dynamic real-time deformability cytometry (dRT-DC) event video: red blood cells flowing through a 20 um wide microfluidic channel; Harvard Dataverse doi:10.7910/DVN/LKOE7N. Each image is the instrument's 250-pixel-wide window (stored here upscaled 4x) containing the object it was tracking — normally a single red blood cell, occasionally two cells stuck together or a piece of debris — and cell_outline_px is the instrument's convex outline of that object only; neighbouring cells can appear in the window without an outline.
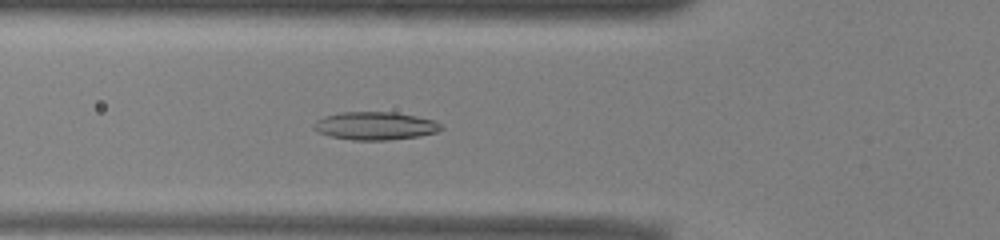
{"species": "common noctule bat (a hibernating species)", "species_latin": "Nyctalus noctula", "temperature_condition": "warm", "stored_images_in_passage": 51, "camera_frame_rate_fps": 3000, "um_per_image_px": 0.085, "animal": {"sex": "male", "body_mass_g": 13.0, "forearm_length_mm": 53.1}, "frame": {"image": 1, "passage_image": 18, "time_ms": 5.667, "image_size_px": [1000, 240], "cell_outline_px": [[444, 128], [436, 132], [420, 136], [388, 140], [352, 140], [332, 136], [320, 132], [312, 128], [312, 124], [316, 120], [324, 116], [340, 112], [396, 112], [436, 120]], "centroid_in_image_um": [31.9, 10.69], "position_along_channel_um": 93.9, "area_um2": 20.87}}
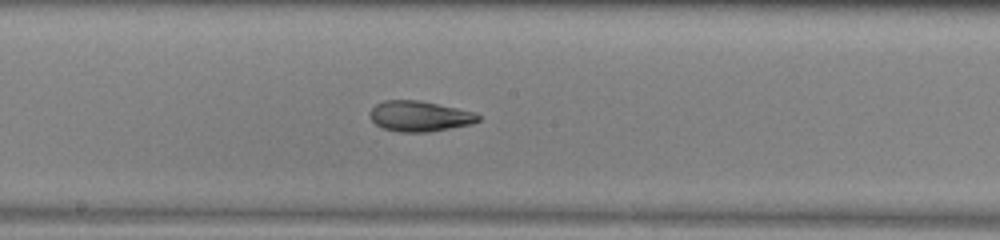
{"frame": {"image": 2, "passage_image": 27, "time_ms": 8.667, "image_size_px": [1000, 240], "cell_outline_px": [[480, 120], [472, 124], [428, 132], [400, 132], [384, 128], [376, 124], [372, 120], [372, 108], [376, 104], [384, 100], [416, 100], [476, 112], [480, 116]], "centroid_in_image_um": [35.7, 9.88], "position_along_channel_um": 212.5, "area_um2": 18.96}}
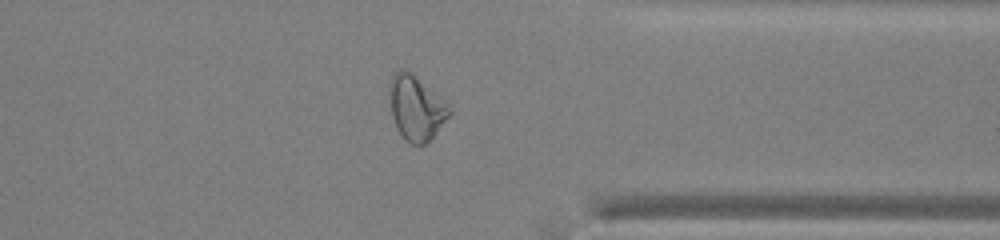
{"frame": {"image": 3, "passage_image": 40, "time_ms": 13.0, "image_size_px": [1000, 240], "cell_outline_px": [[452, 112], [432, 136], [420, 148], [412, 144], [396, 128], [392, 116], [392, 76], [400, 68], [408, 72], [440, 96], [448, 104]], "centroid_in_image_um": [35.41, 9.22], "position_along_channel_um": 376.0, "area_um2": 21.39}, "authors_computed_cell_mechanics": {"area_um2": 21.386, "velocity_mm_per_s": 3.9476, "shape_relaxation_time_tau1_ms": null, "shape_relaxation_time_tau2_ms": 2.4971, "deformation_change_tau1": null, "deformation_change_tau2": 0.0978}}